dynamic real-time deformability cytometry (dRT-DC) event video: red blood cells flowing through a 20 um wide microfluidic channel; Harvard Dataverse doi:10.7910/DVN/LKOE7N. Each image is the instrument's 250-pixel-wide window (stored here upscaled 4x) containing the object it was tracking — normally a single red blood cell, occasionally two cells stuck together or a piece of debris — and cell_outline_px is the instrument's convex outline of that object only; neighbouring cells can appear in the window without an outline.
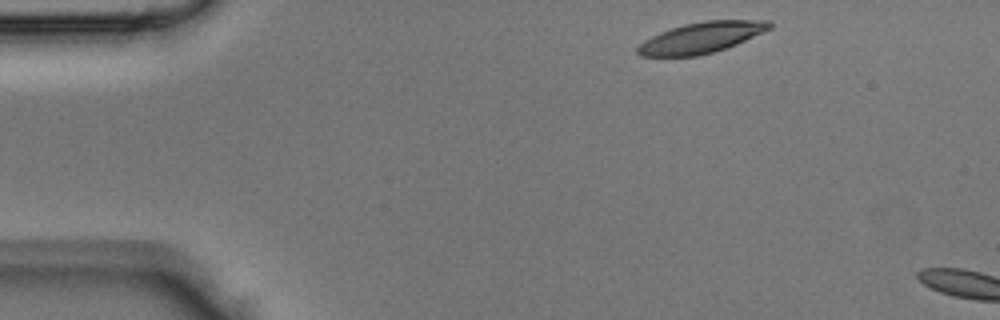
{"species": "Egyptian fruit bat (a non-hibernating species)", "species_latin": "Rousettus aegyptiacus", "temperature_condition": "room temperature", "stored_images_in_passage": 4, "camera_frame_rate_fps": 3000, "um_per_image_px": 0.085, "animal": {"sex": "male"}, "frame": {"image": 1, "passage_image": 1, "time_ms": 0.0, "image_size_px": [1000, 320], "cell_outline_px": [[772, 28], [764, 32], [736, 44], [712, 52], [696, 56], [640, 56], [636, 52], [636, 48], [644, 40], [660, 32], [684, 24], [704, 20], [772, 20]], "centroid_in_image_um": [59.63, 3.18], "position_along_channel_um": 25.4, "area_um2": 23.64}}